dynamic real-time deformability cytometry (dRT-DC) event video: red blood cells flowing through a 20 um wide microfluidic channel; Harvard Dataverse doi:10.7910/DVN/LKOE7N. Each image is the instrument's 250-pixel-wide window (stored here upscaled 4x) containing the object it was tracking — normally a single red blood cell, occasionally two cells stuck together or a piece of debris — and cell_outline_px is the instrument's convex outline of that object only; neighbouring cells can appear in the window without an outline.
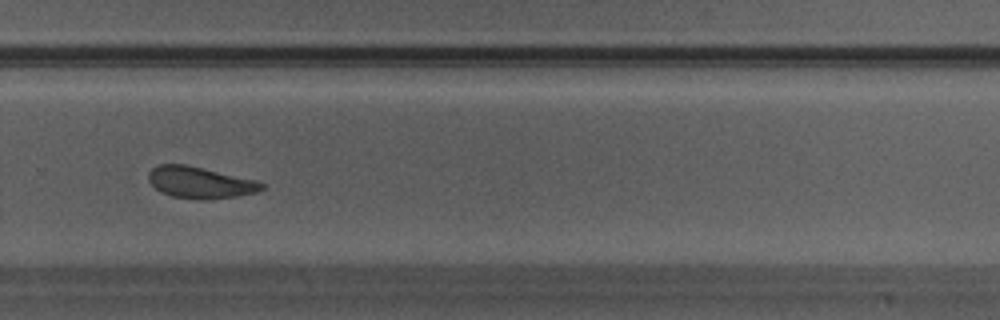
{"species": "Egyptian fruit bat (a non-hibernating species)", "species_latin": "Rousettus aegyptiacus", "temperature_condition": "warm", "stored_images_in_passage": 26, "camera_frame_rate_fps": 3000, "um_per_image_px": 0.085, "animal": {"sex": "male"}, "frame": {"image": 1, "passage_image": 15, "time_ms": 4.667, "image_size_px": [1000, 320], "cell_outline_px": [[264, 188], [256, 192], [240, 196], [204, 200], [200, 200], [172, 196], [160, 192], [148, 180], [148, 172], [152, 168], [160, 164], [184, 164], [256, 180], [264, 184]], "centroid_in_image_um": [16.99, 15.52], "position_along_channel_um": 312.8, "area_um2": 20.75}}